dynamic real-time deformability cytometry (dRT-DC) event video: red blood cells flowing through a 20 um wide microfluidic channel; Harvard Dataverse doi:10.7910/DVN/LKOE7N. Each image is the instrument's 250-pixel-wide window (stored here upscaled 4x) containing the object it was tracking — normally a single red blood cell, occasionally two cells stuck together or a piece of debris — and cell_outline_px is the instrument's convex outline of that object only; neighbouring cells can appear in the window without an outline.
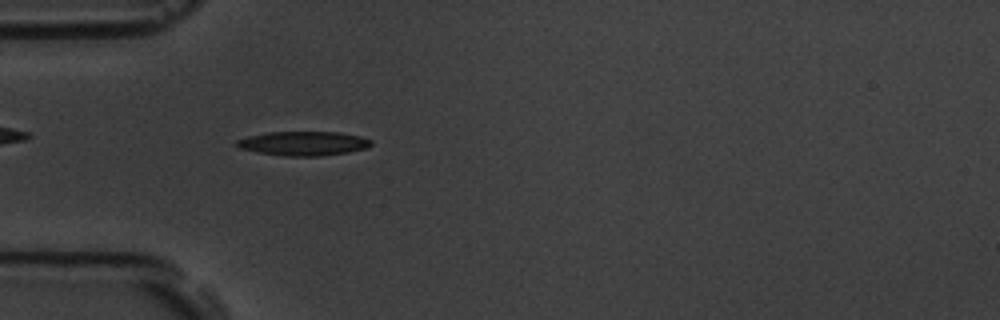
{"species": "common noctule bat (a hibernating species)", "species_latin": "Nyctalus noctula", "temperature_condition": "room temperature", "stored_images_in_passage": 5, "camera_frame_rate_fps": 3000, "um_per_image_px": 0.085, "animal": {"sex": "male", "body_mass_g": 19.5, "forearm_length_mm": 54.6}, "frame": {"image": 1, "passage_image": 5, "time_ms": 4.667, "image_size_px": [1000, 320], "cell_outline_px": [[372, 144], [368, 148], [348, 152], [320, 156], [284, 156], [256, 152], [240, 148], [232, 144], [236, 140], [248, 136], [268, 132], [340, 132], [360, 136], [372, 140]], "centroid_in_image_um": [25.77, 12.19], "position_along_channel_um": 59.2, "area_um2": 19.13}}